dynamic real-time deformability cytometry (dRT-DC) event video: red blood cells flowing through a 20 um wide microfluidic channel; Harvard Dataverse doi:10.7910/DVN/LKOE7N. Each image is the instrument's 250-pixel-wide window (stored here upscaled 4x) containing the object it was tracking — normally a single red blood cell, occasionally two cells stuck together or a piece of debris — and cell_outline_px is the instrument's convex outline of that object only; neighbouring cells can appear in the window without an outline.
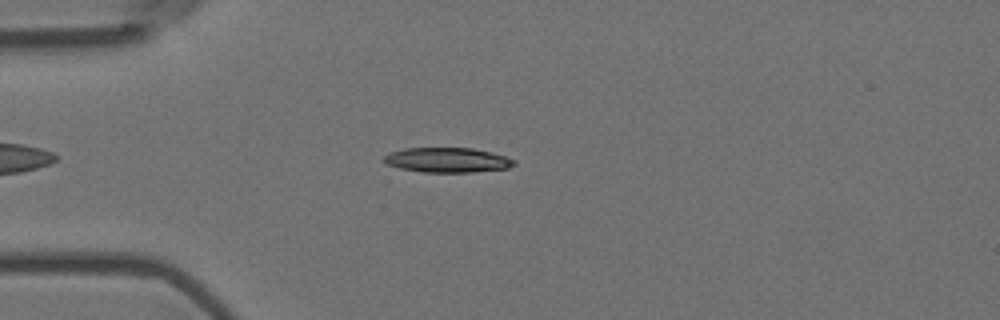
{"species": "Egyptian fruit bat (a non-hibernating species)", "species_latin": "Rousettus aegyptiacus", "temperature_condition": "room temperature", "stored_images_in_passage": 6, "camera_frame_rate_fps": 3000, "um_per_image_px": 0.085, "animal": {"sex": "female"}, "frame": {"image": 1, "passage_image": 2, "time_ms": 0.333, "image_size_px": [1000, 320], "cell_outline_px": [[516, 164], [508, 168], [472, 172], [424, 172], [400, 168], [384, 164], [384, 156], [388, 152], [404, 148], [472, 148], [492, 152], [516, 160]], "centroid_in_image_um": [38.01, 13.6], "position_along_channel_um": 47.0, "area_um2": 18.9}}
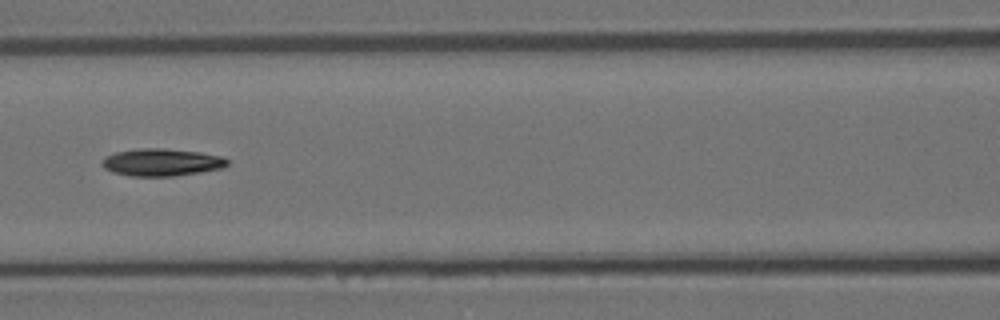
{"frame": {"image": 2, "passage_image": 5, "time_ms": 1.333, "image_size_px": [1000, 320], "cell_outline_px": [[228, 164], [224, 168], [200, 172], [172, 176], [128, 176], [112, 172], [104, 168], [100, 164], [108, 156], [116, 152], [140, 148], [164, 148], [200, 152], [220, 156], [228, 160]], "centroid_in_image_um": [13.74, 13.8], "position_along_channel_um": 152.9, "area_um2": 19.94}}
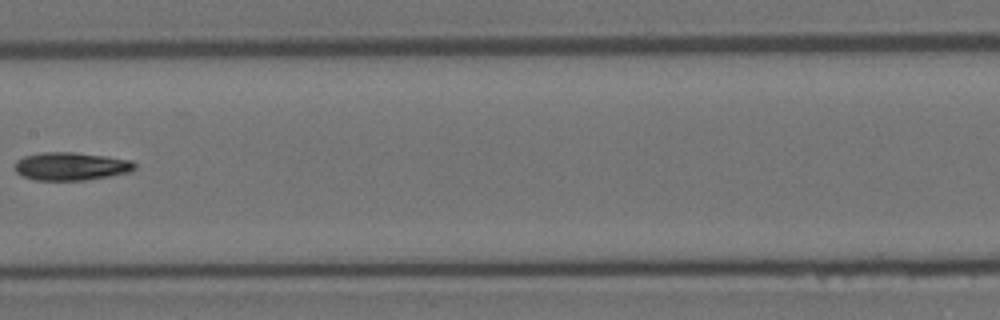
{"frame": {"image": 3, "passage_image": 6, "time_ms": 1.667, "image_size_px": [1000, 320], "cell_outline_px": [[136, 168], [128, 172], [108, 176], [84, 180], [36, 180], [20, 176], [16, 172], [16, 160], [24, 156], [40, 152], [72, 152], [104, 156], [132, 160], [136, 164]], "centroid_in_image_um": [6.01, 14.13], "position_along_channel_um": 201.4, "area_um2": 19.54}}